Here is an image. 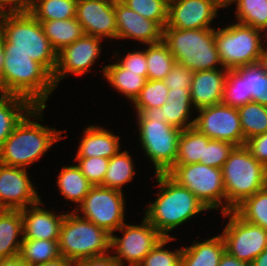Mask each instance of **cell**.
Instances as JSON below:
<instances>
[{"instance_id":"1","label":"cell","mask_w":267,"mask_h":266,"mask_svg":"<svg viewBox=\"0 0 267 266\" xmlns=\"http://www.w3.org/2000/svg\"><path fill=\"white\" fill-rule=\"evenodd\" d=\"M46 107L35 106L17 124L0 148V164L26 169L62 139L63 131L30 120L33 117L40 121Z\"/></svg>"},{"instance_id":"2","label":"cell","mask_w":267,"mask_h":266,"mask_svg":"<svg viewBox=\"0 0 267 266\" xmlns=\"http://www.w3.org/2000/svg\"><path fill=\"white\" fill-rule=\"evenodd\" d=\"M0 32L4 52L26 53L53 76L57 52L44 34L41 23L29 12L0 13Z\"/></svg>"},{"instance_id":"3","label":"cell","mask_w":267,"mask_h":266,"mask_svg":"<svg viewBox=\"0 0 267 266\" xmlns=\"http://www.w3.org/2000/svg\"><path fill=\"white\" fill-rule=\"evenodd\" d=\"M158 183V198L145 209V218L164 237L193 216L208 210L187 188L181 187L167 174H155Z\"/></svg>"},{"instance_id":"4","label":"cell","mask_w":267,"mask_h":266,"mask_svg":"<svg viewBox=\"0 0 267 266\" xmlns=\"http://www.w3.org/2000/svg\"><path fill=\"white\" fill-rule=\"evenodd\" d=\"M56 87L53 76L26 53L5 52L0 93L26 98L34 106H47Z\"/></svg>"},{"instance_id":"5","label":"cell","mask_w":267,"mask_h":266,"mask_svg":"<svg viewBox=\"0 0 267 266\" xmlns=\"http://www.w3.org/2000/svg\"><path fill=\"white\" fill-rule=\"evenodd\" d=\"M226 213L267 186V168L245 146H235L221 168Z\"/></svg>"},{"instance_id":"6","label":"cell","mask_w":267,"mask_h":266,"mask_svg":"<svg viewBox=\"0 0 267 266\" xmlns=\"http://www.w3.org/2000/svg\"><path fill=\"white\" fill-rule=\"evenodd\" d=\"M162 41L175 57L176 63L194 72L219 69L222 66L215 43V28H163Z\"/></svg>"},{"instance_id":"7","label":"cell","mask_w":267,"mask_h":266,"mask_svg":"<svg viewBox=\"0 0 267 266\" xmlns=\"http://www.w3.org/2000/svg\"><path fill=\"white\" fill-rule=\"evenodd\" d=\"M136 118L142 150L153 163L155 174H167L175 166L182 130L165 123L154 111L137 113Z\"/></svg>"},{"instance_id":"8","label":"cell","mask_w":267,"mask_h":266,"mask_svg":"<svg viewBox=\"0 0 267 266\" xmlns=\"http://www.w3.org/2000/svg\"><path fill=\"white\" fill-rule=\"evenodd\" d=\"M76 213L65 214L58 239L61 256L76 262L110 253L111 235Z\"/></svg>"},{"instance_id":"9","label":"cell","mask_w":267,"mask_h":266,"mask_svg":"<svg viewBox=\"0 0 267 266\" xmlns=\"http://www.w3.org/2000/svg\"><path fill=\"white\" fill-rule=\"evenodd\" d=\"M262 31L238 22L215 29V43L225 69L254 64L262 49Z\"/></svg>"},{"instance_id":"10","label":"cell","mask_w":267,"mask_h":266,"mask_svg":"<svg viewBox=\"0 0 267 266\" xmlns=\"http://www.w3.org/2000/svg\"><path fill=\"white\" fill-rule=\"evenodd\" d=\"M167 175L192 192L208 210L220 208L221 213H226V194L220 168L202 163L175 165Z\"/></svg>"},{"instance_id":"11","label":"cell","mask_w":267,"mask_h":266,"mask_svg":"<svg viewBox=\"0 0 267 266\" xmlns=\"http://www.w3.org/2000/svg\"><path fill=\"white\" fill-rule=\"evenodd\" d=\"M123 195L122 191L116 189L93 186L74 211H80L83 214L80 217L93 222L111 235L125 223Z\"/></svg>"},{"instance_id":"12","label":"cell","mask_w":267,"mask_h":266,"mask_svg":"<svg viewBox=\"0 0 267 266\" xmlns=\"http://www.w3.org/2000/svg\"><path fill=\"white\" fill-rule=\"evenodd\" d=\"M222 215L229 217L220 234L225 243V251L239 261L251 264L267 248V231L244 221L233 210Z\"/></svg>"},{"instance_id":"13","label":"cell","mask_w":267,"mask_h":266,"mask_svg":"<svg viewBox=\"0 0 267 266\" xmlns=\"http://www.w3.org/2000/svg\"><path fill=\"white\" fill-rule=\"evenodd\" d=\"M123 232V237L111 234L110 248H116L114 258L124 266H139L145 256L164 238L154 226L144 217L140 225L124 223L117 231Z\"/></svg>"},{"instance_id":"14","label":"cell","mask_w":267,"mask_h":266,"mask_svg":"<svg viewBox=\"0 0 267 266\" xmlns=\"http://www.w3.org/2000/svg\"><path fill=\"white\" fill-rule=\"evenodd\" d=\"M199 114L194 125L199 132L210 139L227 141L235 146L244 145V134L238 108L218 103L197 109Z\"/></svg>"},{"instance_id":"15","label":"cell","mask_w":267,"mask_h":266,"mask_svg":"<svg viewBox=\"0 0 267 266\" xmlns=\"http://www.w3.org/2000/svg\"><path fill=\"white\" fill-rule=\"evenodd\" d=\"M103 39L84 35L72 44L63 47L57 52V64L53 73L55 87L68 74L83 75L100 57L101 41Z\"/></svg>"},{"instance_id":"16","label":"cell","mask_w":267,"mask_h":266,"mask_svg":"<svg viewBox=\"0 0 267 266\" xmlns=\"http://www.w3.org/2000/svg\"><path fill=\"white\" fill-rule=\"evenodd\" d=\"M40 200L27 169L0 164V209L22 210Z\"/></svg>"},{"instance_id":"17","label":"cell","mask_w":267,"mask_h":266,"mask_svg":"<svg viewBox=\"0 0 267 266\" xmlns=\"http://www.w3.org/2000/svg\"><path fill=\"white\" fill-rule=\"evenodd\" d=\"M220 7L213 0H169L164 28L210 29Z\"/></svg>"},{"instance_id":"18","label":"cell","mask_w":267,"mask_h":266,"mask_svg":"<svg viewBox=\"0 0 267 266\" xmlns=\"http://www.w3.org/2000/svg\"><path fill=\"white\" fill-rule=\"evenodd\" d=\"M76 20L82 25L85 35L117 39L114 1L78 0Z\"/></svg>"},{"instance_id":"19","label":"cell","mask_w":267,"mask_h":266,"mask_svg":"<svg viewBox=\"0 0 267 266\" xmlns=\"http://www.w3.org/2000/svg\"><path fill=\"white\" fill-rule=\"evenodd\" d=\"M117 24V39H134L142 44L162 41L163 29L154 21L131 10L121 0L114 1Z\"/></svg>"},{"instance_id":"20","label":"cell","mask_w":267,"mask_h":266,"mask_svg":"<svg viewBox=\"0 0 267 266\" xmlns=\"http://www.w3.org/2000/svg\"><path fill=\"white\" fill-rule=\"evenodd\" d=\"M43 202L21 210L23 239L58 240L65 214L41 208Z\"/></svg>"},{"instance_id":"21","label":"cell","mask_w":267,"mask_h":266,"mask_svg":"<svg viewBox=\"0 0 267 266\" xmlns=\"http://www.w3.org/2000/svg\"><path fill=\"white\" fill-rule=\"evenodd\" d=\"M227 74L228 69L224 67L194 72L190 91L191 103L196 110L222 103Z\"/></svg>"},{"instance_id":"22","label":"cell","mask_w":267,"mask_h":266,"mask_svg":"<svg viewBox=\"0 0 267 266\" xmlns=\"http://www.w3.org/2000/svg\"><path fill=\"white\" fill-rule=\"evenodd\" d=\"M119 136L112 132L91 125L83 130L75 158L104 157L111 159L121 151Z\"/></svg>"},{"instance_id":"23","label":"cell","mask_w":267,"mask_h":266,"mask_svg":"<svg viewBox=\"0 0 267 266\" xmlns=\"http://www.w3.org/2000/svg\"><path fill=\"white\" fill-rule=\"evenodd\" d=\"M167 97L166 103L154 112L164 119L165 123L171 124L181 130L193 127L194 119L192 121L189 120L190 113H192L190 109L193 108L190 88L181 90L169 89Z\"/></svg>"},{"instance_id":"24","label":"cell","mask_w":267,"mask_h":266,"mask_svg":"<svg viewBox=\"0 0 267 266\" xmlns=\"http://www.w3.org/2000/svg\"><path fill=\"white\" fill-rule=\"evenodd\" d=\"M182 247L180 266H218L225 252V243L221 235L203 242Z\"/></svg>"},{"instance_id":"25","label":"cell","mask_w":267,"mask_h":266,"mask_svg":"<svg viewBox=\"0 0 267 266\" xmlns=\"http://www.w3.org/2000/svg\"><path fill=\"white\" fill-rule=\"evenodd\" d=\"M18 237H21L20 240ZM22 241L21 210L0 209V259L19 255Z\"/></svg>"},{"instance_id":"26","label":"cell","mask_w":267,"mask_h":266,"mask_svg":"<svg viewBox=\"0 0 267 266\" xmlns=\"http://www.w3.org/2000/svg\"><path fill=\"white\" fill-rule=\"evenodd\" d=\"M102 72L103 77L107 79L118 92L122 93L132 101L139 96L141 89L147 82V72H134L123 68L118 62L105 65Z\"/></svg>"},{"instance_id":"27","label":"cell","mask_w":267,"mask_h":266,"mask_svg":"<svg viewBox=\"0 0 267 266\" xmlns=\"http://www.w3.org/2000/svg\"><path fill=\"white\" fill-rule=\"evenodd\" d=\"M34 107L24 97L0 93V148L17 124Z\"/></svg>"},{"instance_id":"28","label":"cell","mask_w":267,"mask_h":266,"mask_svg":"<svg viewBox=\"0 0 267 266\" xmlns=\"http://www.w3.org/2000/svg\"><path fill=\"white\" fill-rule=\"evenodd\" d=\"M52 48L58 52L85 35L76 17L65 20L39 21Z\"/></svg>"},{"instance_id":"29","label":"cell","mask_w":267,"mask_h":266,"mask_svg":"<svg viewBox=\"0 0 267 266\" xmlns=\"http://www.w3.org/2000/svg\"><path fill=\"white\" fill-rule=\"evenodd\" d=\"M57 186L60 194L67 201H72V203L74 202L78 206L93 187L89 180L81 173L77 165L62 167L58 175Z\"/></svg>"},{"instance_id":"30","label":"cell","mask_w":267,"mask_h":266,"mask_svg":"<svg viewBox=\"0 0 267 266\" xmlns=\"http://www.w3.org/2000/svg\"><path fill=\"white\" fill-rule=\"evenodd\" d=\"M208 138L195 127L181 131L178 139V155L175 165L200 163L204 159V152Z\"/></svg>"},{"instance_id":"31","label":"cell","mask_w":267,"mask_h":266,"mask_svg":"<svg viewBox=\"0 0 267 266\" xmlns=\"http://www.w3.org/2000/svg\"><path fill=\"white\" fill-rule=\"evenodd\" d=\"M135 175L133 159L128 151L114 155L108 162V168L101 187L123 191L122 187Z\"/></svg>"},{"instance_id":"32","label":"cell","mask_w":267,"mask_h":266,"mask_svg":"<svg viewBox=\"0 0 267 266\" xmlns=\"http://www.w3.org/2000/svg\"><path fill=\"white\" fill-rule=\"evenodd\" d=\"M147 46V80H163L176 64L175 57L163 41Z\"/></svg>"},{"instance_id":"33","label":"cell","mask_w":267,"mask_h":266,"mask_svg":"<svg viewBox=\"0 0 267 266\" xmlns=\"http://www.w3.org/2000/svg\"><path fill=\"white\" fill-rule=\"evenodd\" d=\"M78 0H33L29 13L38 21L65 20L76 17Z\"/></svg>"},{"instance_id":"34","label":"cell","mask_w":267,"mask_h":266,"mask_svg":"<svg viewBox=\"0 0 267 266\" xmlns=\"http://www.w3.org/2000/svg\"><path fill=\"white\" fill-rule=\"evenodd\" d=\"M19 256L30 266L57 259L61 256L58 240L23 239Z\"/></svg>"},{"instance_id":"35","label":"cell","mask_w":267,"mask_h":266,"mask_svg":"<svg viewBox=\"0 0 267 266\" xmlns=\"http://www.w3.org/2000/svg\"><path fill=\"white\" fill-rule=\"evenodd\" d=\"M241 127L246 141L267 132V106L249 102L238 108Z\"/></svg>"},{"instance_id":"36","label":"cell","mask_w":267,"mask_h":266,"mask_svg":"<svg viewBox=\"0 0 267 266\" xmlns=\"http://www.w3.org/2000/svg\"><path fill=\"white\" fill-rule=\"evenodd\" d=\"M233 211L244 221L267 231V186L244 199Z\"/></svg>"},{"instance_id":"37","label":"cell","mask_w":267,"mask_h":266,"mask_svg":"<svg viewBox=\"0 0 267 266\" xmlns=\"http://www.w3.org/2000/svg\"><path fill=\"white\" fill-rule=\"evenodd\" d=\"M237 22L267 33V0H235Z\"/></svg>"},{"instance_id":"38","label":"cell","mask_w":267,"mask_h":266,"mask_svg":"<svg viewBox=\"0 0 267 266\" xmlns=\"http://www.w3.org/2000/svg\"><path fill=\"white\" fill-rule=\"evenodd\" d=\"M238 69L245 75L246 96L249 102L267 106V73L257 62Z\"/></svg>"},{"instance_id":"39","label":"cell","mask_w":267,"mask_h":266,"mask_svg":"<svg viewBox=\"0 0 267 266\" xmlns=\"http://www.w3.org/2000/svg\"><path fill=\"white\" fill-rule=\"evenodd\" d=\"M169 89L163 80H147L139 96L133 102L137 113L153 112L161 108L168 98Z\"/></svg>"},{"instance_id":"40","label":"cell","mask_w":267,"mask_h":266,"mask_svg":"<svg viewBox=\"0 0 267 266\" xmlns=\"http://www.w3.org/2000/svg\"><path fill=\"white\" fill-rule=\"evenodd\" d=\"M222 103L233 108L249 103V96H246L245 75L238 68L228 70Z\"/></svg>"},{"instance_id":"41","label":"cell","mask_w":267,"mask_h":266,"mask_svg":"<svg viewBox=\"0 0 267 266\" xmlns=\"http://www.w3.org/2000/svg\"><path fill=\"white\" fill-rule=\"evenodd\" d=\"M131 10L156 22L162 29L167 25L169 0H121Z\"/></svg>"},{"instance_id":"42","label":"cell","mask_w":267,"mask_h":266,"mask_svg":"<svg viewBox=\"0 0 267 266\" xmlns=\"http://www.w3.org/2000/svg\"><path fill=\"white\" fill-rule=\"evenodd\" d=\"M176 237L163 238L144 258L139 266H180L182 248L170 251L165 245Z\"/></svg>"},{"instance_id":"43","label":"cell","mask_w":267,"mask_h":266,"mask_svg":"<svg viewBox=\"0 0 267 266\" xmlns=\"http://www.w3.org/2000/svg\"><path fill=\"white\" fill-rule=\"evenodd\" d=\"M81 173L93 186H101L105 177L109 159L104 157L75 158Z\"/></svg>"},{"instance_id":"44","label":"cell","mask_w":267,"mask_h":266,"mask_svg":"<svg viewBox=\"0 0 267 266\" xmlns=\"http://www.w3.org/2000/svg\"><path fill=\"white\" fill-rule=\"evenodd\" d=\"M234 147L230 142L210 139L205 147L204 159L200 163L221 169Z\"/></svg>"},{"instance_id":"45","label":"cell","mask_w":267,"mask_h":266,"mask_svg":"<svg viewBox=\"0 0 267 266\" xmlns=\"http://www.w3.org/2000/svg\"><path fill=\"white\" fill-rule=\"evenodd\" d=\"M194 71L176 63L168 75L163 79L168 89L181 90L190 88Z\"/></svg>"},{"instance_id":"46","label":"cell","mask_w":267,"mask_h":266,"mask_svg":"<svg viewBox=\"0 0 267 266\" xmlns=\"http://www.w3.org/2000/svg\"><path fill=\"white\" fill-rule=\"evenodd\" d=\"M245 146L251 155L267 168V132L248 139Z\"/></svg>"},{"instance_id":"47","label":"cell","mask_w":267,"mask_h":266,"mask_svg":"<svg viewBox=\"0 0 267 266\" xmlns=\"http://www.w3.org/2000/svg\"><path fill=\"white\" fill-rule=\"evenodd\" d=\"M118 63L125 69L134 72H147L145 49L142 51L128 52L124 58L117 59Z\"/></svg>"},{"instance_id":"48","label":"cell","mask_w":267,"mask_h":266,"mask_svg":"<svg viewBox=\"0 0 267 266\" xmlns=\"http://www.w3.org/2000/svg\"><path fill=\"white\" fill-rule=\"evenodd\" d=\"M32 4L33 0H0V13L29 12Z\"/></svg>"},{"instance_id":"49","label":"cell","mask_w":267,"mask_h":266,"mask_svg":"<svg viewBox=\"0 0 267 266\" xmlns=\"http://www.w3.org/2000/svg\"><path fill=\"white\" fill-rule=\"evenodd\" d=\"M74 266H121L120 263L108 254L85 258L74 263Z\"/></svg>"},{"instance_id":"50","label":"cell","mask_w":267,"mask_h":266,"mask_svg":"<svg viewBox=\"0 0 267 266\" xmlns=\"http://www.w3.org/2000/svg\"><path fill=\"white\" fill-rule=\"evenodd\" d=\"M218 266H251L248 263L239 261L236 257L229 255L226 251L222 255Z\"/></svg>"},{"instance_id":"51","label":"cell","mask_w":267,"mask_h":266,"mask_svg":"<svg viewBox=\"0 0 267 266\" xmlns=\"http://www.w3.org/2000/svg\"><path fill=\"white\" fill-rule=\"evenodd\" d=\"M0 266H30L25 260H23L19 255L0 259Z\"/></svg>"},{"instance_id":"52","label":"cell","mask_w":267,"mask_h":266,"mask_svg":"<svg viewBox=\"0 0 267 266\" xmlns=\"http://www.w3.org/2000/svg\"><path fill=\"white\" fill-rule=\"evenodd\" d=\"M74 263V261L67 259L64 256H60L57 259L47 261L45 263H41L35 266H74Z\"/></svg>"},{"instance_id":"53","label":"cell","mask_w":267,"mask_h":266,"mask_svg":"<svg viewBox=\"0 0 267 266\" xmlns=\"http://www.w3.org/2000/svg\"><path fill=\"white\" fill-rule=\"evenodd\" d=\"M251 266H267V248L261 252L250 264Z\"/></svg>"},{"instance_id":"54","label":"cell","mask_w":267,"mask_h":266,"mask_svg":"<svg viewBox=\"0 0 267 266\" xmlns=\"http://www.w3.org/2000/svg\"><path fill=\"white\" fill-rule=\"evenodd\" d=\"M258 63L261 65V67L267 73V47L265 48L263 45H262V49H261Z\"/></svg>"},{"instance_id":"55","label":"cell","mask_w":267,"mask_h":266,"mask_svg":"<svg viewBox=\"0 0 267 266\" xmlns=\"http://www.w3.org/2000/svg\"><path fill=\"white\" fill-rule=\"evenodd\" d=\"M4 58H5V52H4V47H3L2 34L0 32V81H1V78H2Z\"/></svg>"},{"instance_id":"56","label":"cell","mask_w":267,"mask_h":266,"mask_svg":"<svg viewBox=\"0 0 267 266\" xmlns=\"http://www.w3.org/2000/svg\"><path fill=\"white\" fill-rule=\"evenodd\" d=\"M219 7L220 9L223 7H227L230 4H233L235 0H213Z\"/></svg>"}]
</instances>
